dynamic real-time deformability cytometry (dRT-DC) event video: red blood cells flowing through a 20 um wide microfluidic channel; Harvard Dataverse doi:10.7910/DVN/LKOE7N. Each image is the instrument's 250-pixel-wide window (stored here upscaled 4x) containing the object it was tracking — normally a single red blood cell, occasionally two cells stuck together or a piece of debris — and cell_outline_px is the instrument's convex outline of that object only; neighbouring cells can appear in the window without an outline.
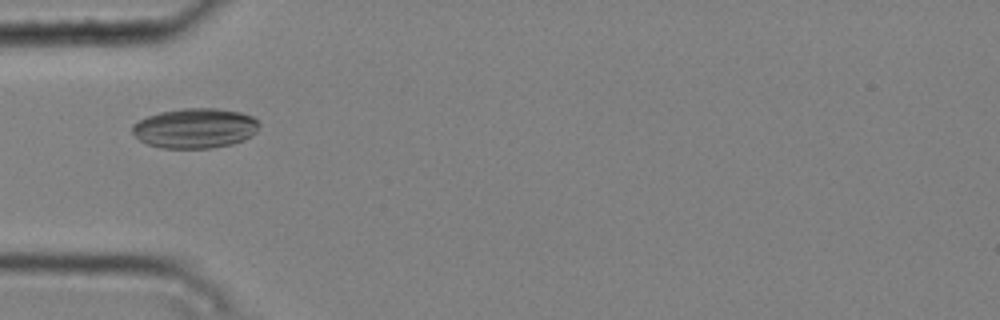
{"species": "common noctule bat (a hibernating species)", "species_latin": "Nyctalus noctula", "temperature_condition": "cold", "stored_images_in_passage": 7, "camera_frame_rate_fps": 3000, "um_per_image_px": 0.085, "animal": {"sex": "male", "body_mass_g": 20.4}, "frame": {"image": 1, "passage_image": 5, "time_ms": 1.333, "image_size_px": [1000, 320], "cell_outline_px": [[260, 124], [256, 132], [244, 140], [232, 144], [212, 148], [164, 148], [148, 144], [140, 140], [132, 132], [132, 124], [148, 116], [160, 112], [184, 108], [216, 108], [240, 112], [252, 116], [260, 120]], "centroid_in_image_um": [16.61, 10.89], "position_along_channel_um": 68.4, "area_um2": 29.59}}
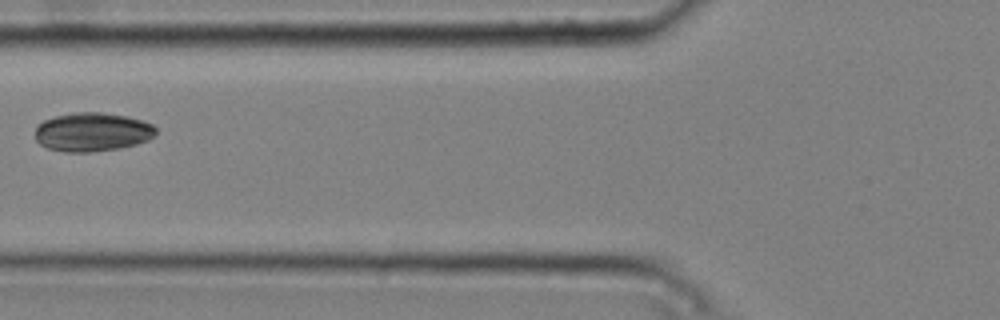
{"frame": {"image": 2, "passage_image": 6, "time_ms": 1.667, "image_size_px": [1000, 320], "cell_outline_px": [[156, 136], [148, 140], [136, 144], [120, 148], [88, 152], [64, 152], [48, 148], [40, 144], [36, 140], [36, 128], [44, 120], [56, 116], [72, 112], [100, 112], [128, 116], [144, 120], [152, 124], [156, 128]], "centroid_in_image_um": [7.88, 11.21], "position_along_channel_um": 117.9, "area_um2": 27.46}}
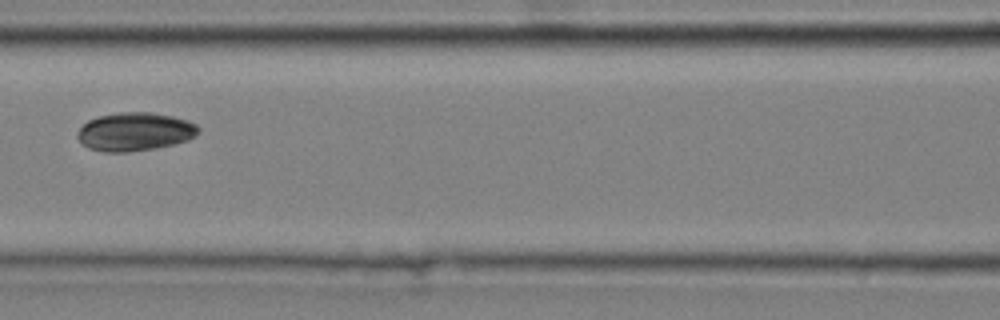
{"frame": {"image": 3, "passage_image": 7, "time_ms": 2.0, "image_size_px": [1000, 320], "cell_outline_px": [[200, 132], [196, 136], [188, 140], [156, 148], [128, 152], [104, 152], [88, 148], [76, 136], [76, 132], [88, 120], [100, 116], [120, 112], [152, 112], [172, 116], [188, 120], [196, 124], [200, 128]], "centroid_in_image_um": [11.48, 11.19], "position_along_channel_um": 155.1, "area_um2": 27.17}}